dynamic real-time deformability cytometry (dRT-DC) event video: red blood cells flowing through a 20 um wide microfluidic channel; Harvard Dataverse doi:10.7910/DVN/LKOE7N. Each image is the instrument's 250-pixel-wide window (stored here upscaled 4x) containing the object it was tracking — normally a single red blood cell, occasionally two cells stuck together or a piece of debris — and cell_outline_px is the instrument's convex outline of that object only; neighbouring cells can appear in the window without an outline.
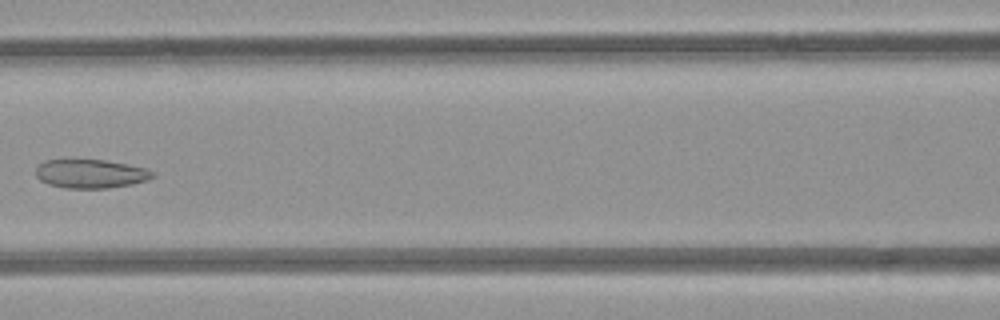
{"species": "common noctule bat (a hibernating species)", "species_latin": "Nyctalus noctula", "temperature_condition": "room temperature", "stored_images_in_passage": 5, "camera_frame_rate_fps": 3000, "um_per_image_px": 0.085, "animal": {"sex": "female", "body_mass_g": 21.9}, "frame": {"image": 1, "passage_image": 5, "time_ms": 4.333, "image_size_px": [1000, 320], "cell_outline_px": [[156, 176], [148, 180], [132, 184], [108, 188], [64, 188], [48, 184], [40, 180], [36, 176], [36, 164], [44, 160], [104, 160], [128, 164], [148, 168], [156, 172]], "centroid_in_image_um": [7.73, 14.76], "position_along_channel_um": 158.9, "area_um2": 19.88}}